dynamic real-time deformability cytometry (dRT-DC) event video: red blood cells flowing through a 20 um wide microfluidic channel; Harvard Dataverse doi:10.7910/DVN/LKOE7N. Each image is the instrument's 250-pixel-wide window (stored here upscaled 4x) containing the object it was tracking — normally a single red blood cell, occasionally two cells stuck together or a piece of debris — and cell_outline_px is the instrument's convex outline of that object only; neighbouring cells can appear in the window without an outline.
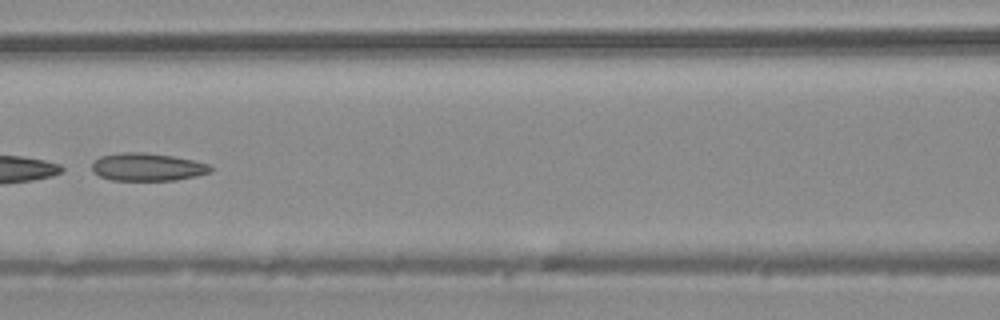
{"species": "common noctule bat (a hibernating species)", "species_latin": "Nyctalus noctula", "temperature_condition": "warm", "stored_images_in_passage": 23, "camera_frame_rate_fps": 3000, "um_per_image_px": 0.085, "animal": {"sex": "male", "body_mass_g": 20.4}, "frame": {"image": 1, "passage_image": 19, "time_ms": 6.0, "image_size_px": [1000, 320], "cell_outline_px": [[216, 168], [212, 172], [196, 176], [176, 180], [112, 180], [100, 176], [92, 172], [92, 164], [100, 156], [120, 152], [144, 152], [172, 156], [196, 160], [208, 164]], "centroid_in_image_um": [12.57, 14.19], "position_along_channel_um": 154.0, "area_um2": 19.42}}